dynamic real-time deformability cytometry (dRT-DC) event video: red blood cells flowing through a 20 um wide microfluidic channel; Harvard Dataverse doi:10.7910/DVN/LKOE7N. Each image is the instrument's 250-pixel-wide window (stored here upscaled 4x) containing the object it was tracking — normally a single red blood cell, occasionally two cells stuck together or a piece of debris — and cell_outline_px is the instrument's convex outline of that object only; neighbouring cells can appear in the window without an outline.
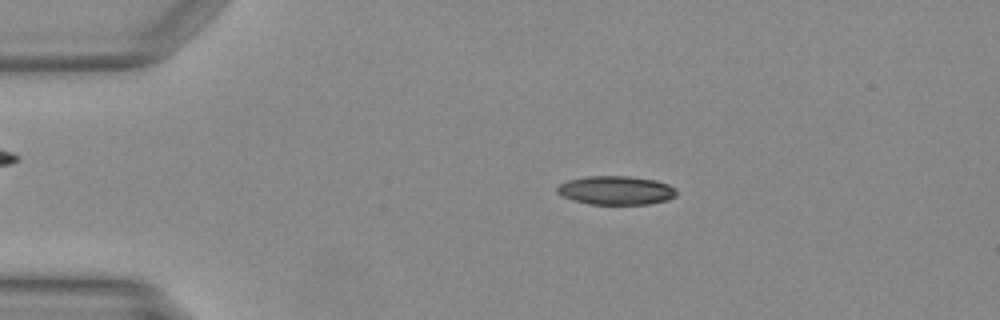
{"species": "Egyptian fruit bat (a non-hibernating species)", "species_latin": "Rousettus aegyptiacus", "temperature_condition": "warm", "stored_images_in_passage": 48, "camera_frame_rate_fps": 3000, "um_per_image_px": 0.085, "animal": {"sex": "female"}, "frame": {"image": 1, "passage_image": 9, "time_ms": 2.667, "image_size_px": [1000, 320], "cell_outline_px": [[676, 196], [668, 200], [648, 204], [588, 204], [572, 200], [556, 192], [556, 188], [560, 184], [568, 180], [588, 176], [628, 176], [656, 180], [668, 184], [676, 188]], "centroid_in_image_um": [52.37, 16.18], "position_along_channel_um": 32.6, "area_um2": 20.06}}
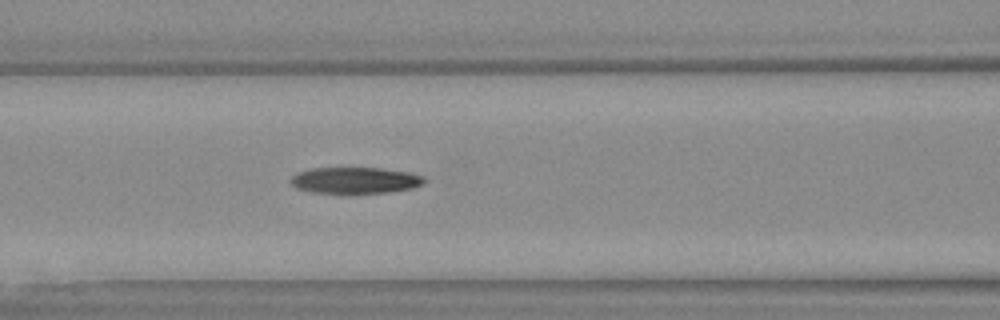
{"frame": {"image": 2, "passage_image": 20, "time_ms": 6.333, "image_size_px": [1000, 320], "cell_outline_px": [[428, 180], [424, 184], [412, 188], [388, 192], [348, 196], [312, 192], [296, 188], [288, 180], [296, 172], [312, 168], [380, 168], [408, 172], [424, 176]], "centroid_in_image_um": [30.17, 15.37], "position_along_channel_um": 136.4, "area_um2": 21.44}}
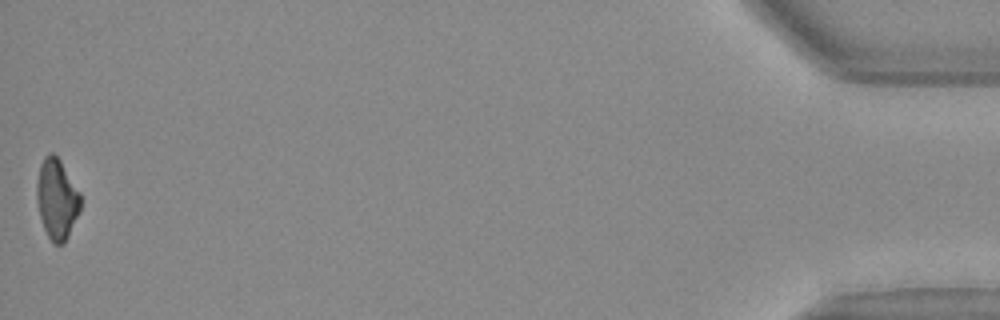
{"frame": {"image": 3, "passage_image": 48, "time_ms": 15.667, "image_size_px": [1000, 320], "cell_outline_px": [[80, 212], [64, 244], [56, 244], [48, 236], [44, 228], [40, 216], [36, 200], [36, 184], [40, 164], [44, 156], [48, 152], [52, 152], [60, 160], [80, 192]], "centroid_in_image_um": [4.82, 16.89], "position_along_channel_um": 430.4, "area_um2": 20.52}}